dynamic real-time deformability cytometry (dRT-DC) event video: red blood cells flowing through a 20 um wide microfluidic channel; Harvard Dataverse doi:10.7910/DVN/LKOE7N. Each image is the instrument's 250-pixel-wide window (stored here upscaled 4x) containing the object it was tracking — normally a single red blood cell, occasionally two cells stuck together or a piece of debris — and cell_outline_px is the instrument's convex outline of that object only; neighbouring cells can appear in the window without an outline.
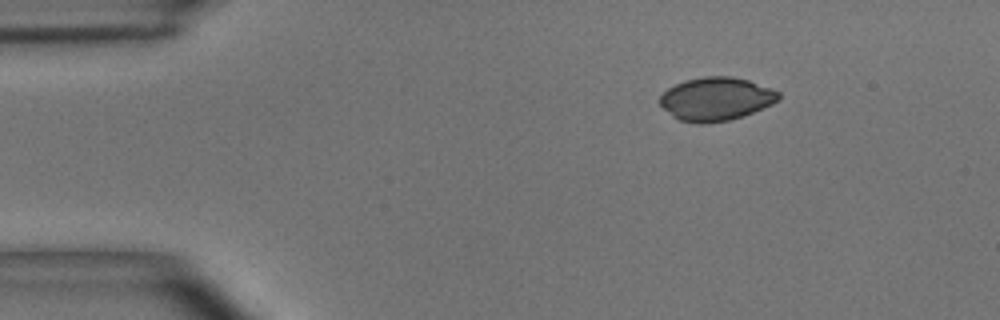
{"species": "common noctule bat (a hibernating species)", "species_latin": "Nyctalus noctula", "temperature_condition": "room temperature", "stored_images_in_passage": 47, "camera_frame_rate_fps": 3000, "um_per_image_px": 0.085, "animal": {"sex": "male", "body_mass_g": 15.6}, "frame": {"image": 1, "passage_image": 1, "time_ms": 0.0, "image_size_px": [1000, 320], "cell_outline_px": [[780, 100], [772, 104], [744, 116], [728, 120], [704, 124], [696, 124], [680, 120], [672, 116], [660, 104], [660, 96], [668, 88], [684, 80], [704, 76], [732, 76], [748, 80], [780, 92]], "centroid_in_image_um": [60.87, 8.41], "position_along_channel_um": 24.1, "area_um2": 30.0}}
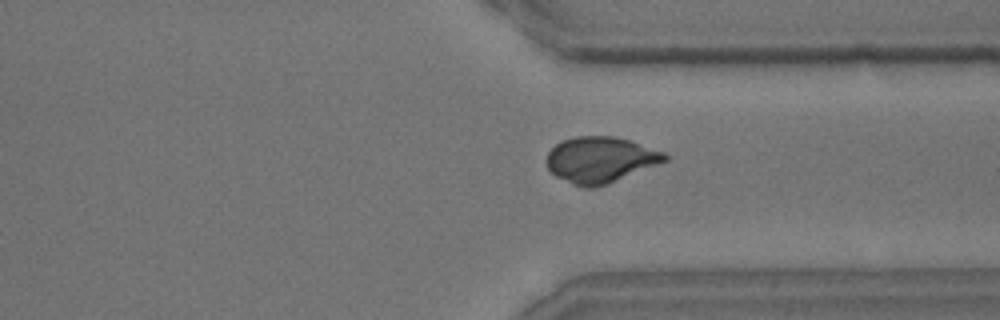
{"frame": {"image": 2, "passage_image": 34, "time_ms": 11.0, "image_size_px": [1000, 320], "cell_outline_px": [[668, 160], [608, 184], [592, 188], [584, 188], [572, 184], [556, 176], [548, 168], [544, 160], [548, 152], [560, 140], [576, 136], [612, 136], [628, 140], [664, 152], [668, 156]], "centroid_in_image_um": [50.99, 13.58], "position_along_channel_um": 360.4, "area_um2": 31.67}}
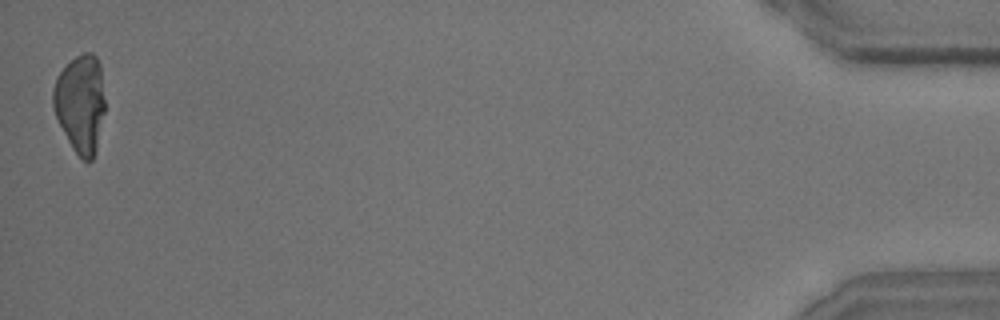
{"frame": {"image": 3, "passage_image": 47, "time_ms": 15.333, "image_size_px": [1000, 320], "cell_outline_px": [[104, 112], [96, 152], [92, 160], [88, 164], [72, 148], [56, 116], [52, 104], [52, 92], [56, 80], [60, 72], [76, 56], [84, 52], [92, 52], [96, 56], [100, 64], [104, 100]], "centroid_in_image_um": [6.85, 8.81], "position_along_channel_um": 428.4, "area_um2": 29.42}}